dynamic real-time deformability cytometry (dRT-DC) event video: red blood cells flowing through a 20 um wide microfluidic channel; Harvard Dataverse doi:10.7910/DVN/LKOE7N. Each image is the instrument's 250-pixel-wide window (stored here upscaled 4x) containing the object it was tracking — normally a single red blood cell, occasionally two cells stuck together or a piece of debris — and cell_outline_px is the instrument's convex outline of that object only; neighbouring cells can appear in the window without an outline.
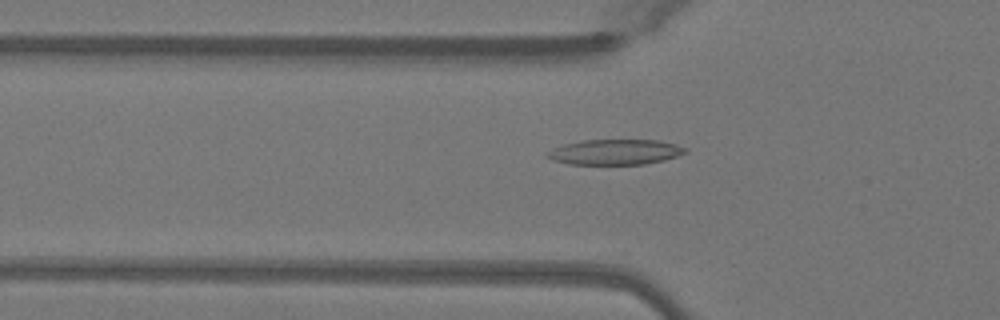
{"species": "Egyptian fruit bat (a non-hibernating species)", "species_latin": "Rousettus aegyptiacus", "temperature_condition": "warm", "stored_images_in_passage": 50, "camera_frame_rate_fps": 3000, "um_per_image_px": 0.085, "animal": {"sex": "female"}, "frame": {"image": 1, "passage_image": 17, "time_ms": 5.333, "image_size_px": [1000, 320], "cell_outline_px": [[688, 152], [664, 160], [644, 164], [568, 164], [552, 160], [544, 156], [544, 152], [552, 148], [564, 144], [584, 140], [660, 140], [676, 144], [688, 148]], "centroid_in_image_um": [52.26, 12.92], "position_along_channel_um": 73.5, "area_um2": 20.58}}
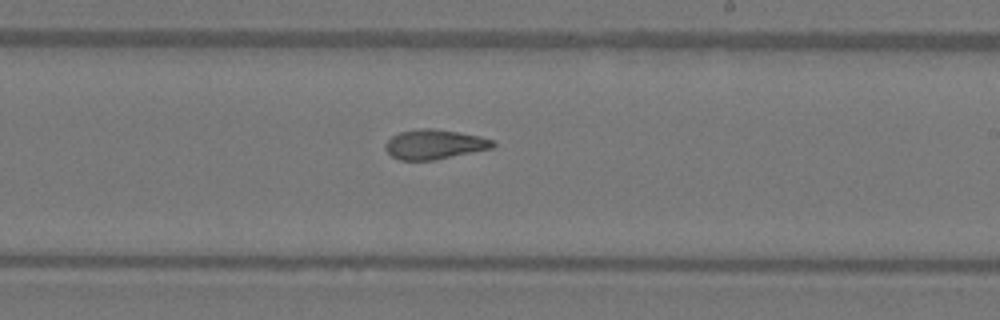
{"frame": {"image": 2, "passage_image": 30, "time_ms": 9.667, "image_size_px": [1000, 320], "cell_outline_px": [[496, 144], [492, 148], [436, 160], [400, 160], [392, 156], [384, 148], [384, 144], [392, 136], [400, 132], [420, 128], [432, 128], [480, 136], [496, 140]], "centroid_in_image_um": [36.94, 12.27], "position_along_channel_um": 252.1, "area_um2": 18.61}}
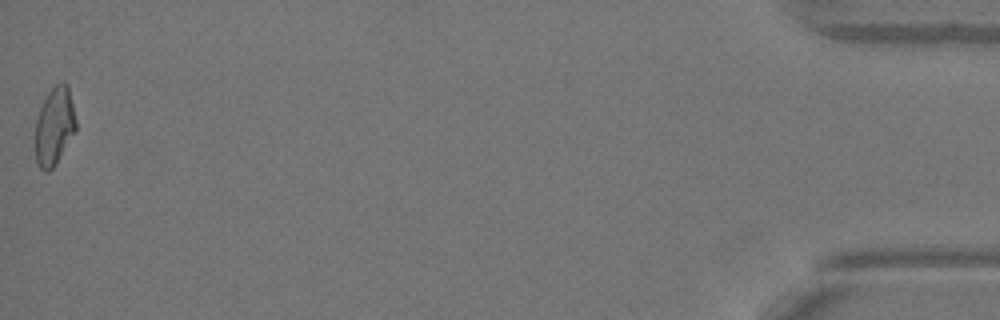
{"frame": {"image": 3, "passage_image": 50, "time_ms": 16.333, "image_size_px": [1000, 320], "cell_outline_px": [[76, 132], [56, 164], [48, 172], [44, 172], [40, 168], [36, 160], [36, 120], [40, 108], [48, 92], [60, 80], [64, 80], [68, 84], [76, 120]], "centroid_in_image_um": [4.65, 10.72], "position_along_channel_um": 430.6, "area_um2": 18.61}, "authors_computed_cell_mechanics": {"area_um2": 19.1029, "velocity_mm_per_s": 4.0953, "shape_relaxation_time_tau1_ms": null, "shape_relaxation_time_tau2_ms": 2.9249, "deformation_change_tau1": null, "deformation_change_tau2": 0.1064}}